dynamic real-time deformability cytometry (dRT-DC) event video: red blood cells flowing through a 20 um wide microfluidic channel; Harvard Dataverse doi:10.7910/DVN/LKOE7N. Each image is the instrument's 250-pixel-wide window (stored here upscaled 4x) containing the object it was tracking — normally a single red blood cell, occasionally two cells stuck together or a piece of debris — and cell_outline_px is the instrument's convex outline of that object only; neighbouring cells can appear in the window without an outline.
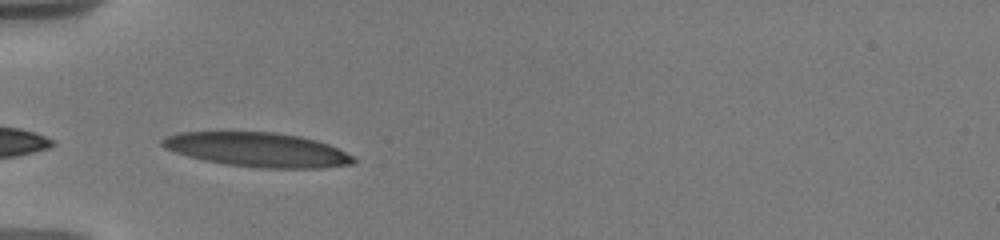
{"species": "human", "species_latin": "Homo sapiens", "temperature_condition": "warm", "stored_images_in_passage": 25, "camera_frame_rate_fps": 3000, "um_per_image_px": 0.085, "donor": {"sex": "male"}, "frame": {"image": 1, "passage_image": 1, "time_ms": 0.0, "image_size_px": [1000, 240], "cell_outline_px": [[356, 160], [352, 164], [320, 168], [260, 168], [228, 164], [204, 160], [188, 156], [164, 148], [160, 144], [160, 140], [176, 132], [276, 132], [300, 136], [316, 140], [328, 144], [352, 156]], "centroid_in_image_um": [21.86, 12.72], "position_along_channel_um": 63.1, "area_um2": 38.03}}
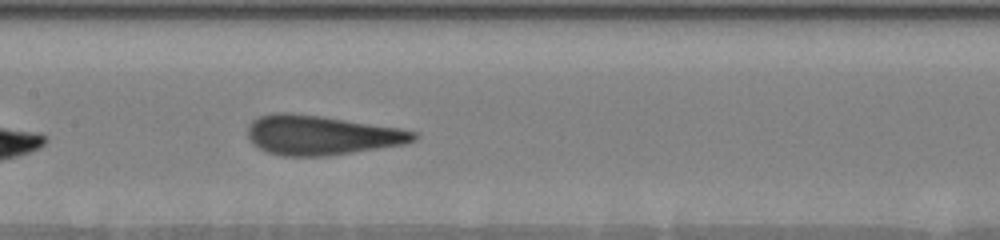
{"frame": {"image": 2, "passage_image": 9, "time_ms": 3.333, "image_size_px": [1000, 240], "cell_outline_px": [[420, 136], [416, 140], [404, 144], [328, 156], [284, 156], [268, 152], [260, 148], [248, 140], [248, 124], [252, 120], [260, 116], [272, 112], [292, 112], [324, 116], [400, 128], [416, 132]], "centroid_in_image_um": [27.31, 11.47], "position_along_channel_um": 180.1, "area_um2": 38.55}}
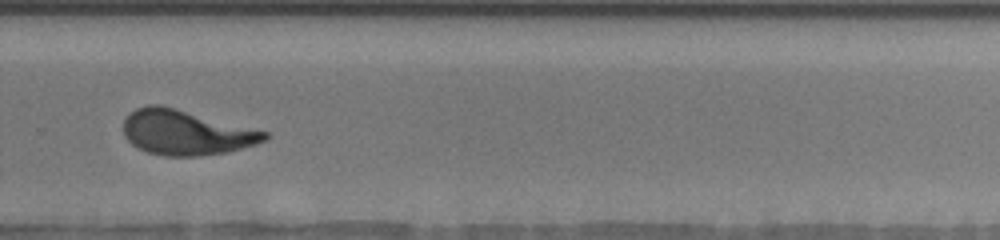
{"frame": {"image": 3, "passage_image": 18, "time_ms": 7.0, "image_size_px": [1000, 240], "cell_outline_px": [[268, 140], [256, 144], [228, 152], [200, 156], [164, 156], [148, 152], [136, 148], [124, 136], [124, 116], [128, 112], [136, 108], [148, 104], [160, 104], [176, 108], [268, 132]], "centroid_in_image_um": [15.77, 11.26], "position_along_channel_um": 314.0, "area_um2": 37.22}, "authors_computed_cell_mechanics": {"area_um2": 37.9168, "velocity_mm_per_s": 3.6671, "shape_relaxation_time_tau1_ms": 3.8275, "shape_relaxation_time_tau2_ms": 1.0728, "deformation_change_tau1": 0.2133, "deformation_change_tau2": 0.0787}}